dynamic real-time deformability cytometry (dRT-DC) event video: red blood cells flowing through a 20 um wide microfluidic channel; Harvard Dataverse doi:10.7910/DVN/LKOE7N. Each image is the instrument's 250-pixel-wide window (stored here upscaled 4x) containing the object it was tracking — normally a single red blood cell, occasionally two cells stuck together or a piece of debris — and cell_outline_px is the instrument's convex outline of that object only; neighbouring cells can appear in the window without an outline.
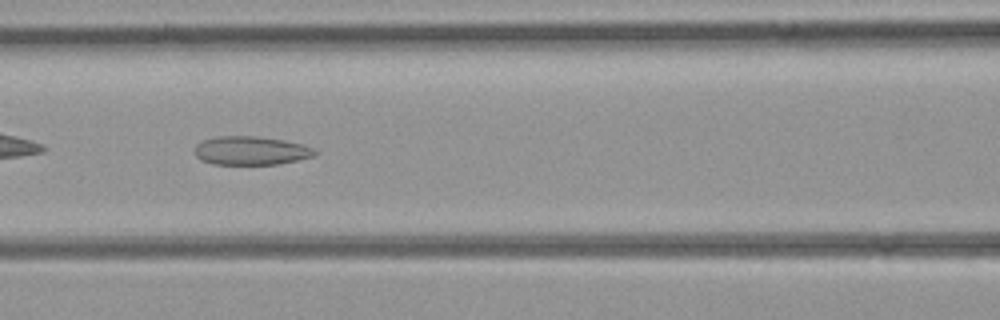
{"species": "common noctule bat (a hibernating species)", "species_latin": "Nyctalus noctula", "temperature_condition": "room temperature", "stored_images_in_passage": 31, "camera_frame_rate_fps": 3000, "um_per_image_px": 0.085, "animal": {"sex": "female", "body_mass_g": 21.9}, "frame": {"image": 1, "passage_image": 7, "time_ms": 2.0, "image_size_px": [1000, 320], "cell_outline_px": [[320, 152], [316, 156], [276, 164], [212, 164], [200, 160], [196, 156], [196, 144], [204, 140], [216, 136], [256, 136], [284, 140], [300, 144], [312, 148]], "centroid_in_image_um": [21.33, 12.8], "position_along_channel_um": 145.3, "area_um2": 20.0}}
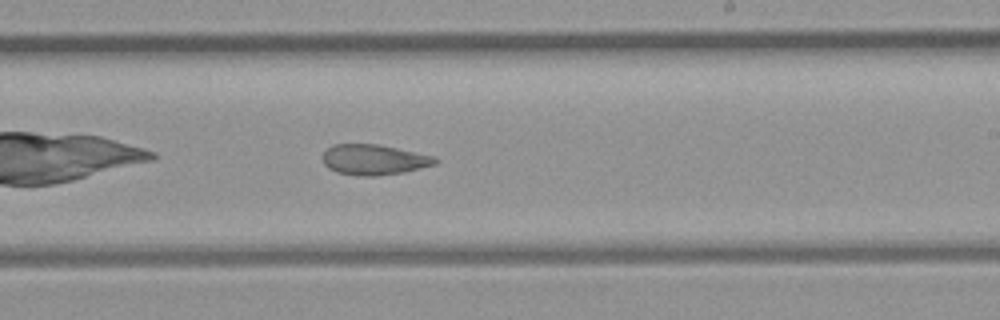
{"frame": {"image": 2, "passage_image": 14, "time_ms": 4.333, "image_size_px": [1000, 320], "cell_outline_px": [[440, 160], [436, 164], [404, 172], [376, 176], [364, 176], [336, 172], [328, 168], [324, 164], [324, 152], [332, 144], [380, 144], [436, 156]], "centroid_in_image_um": [31.83, 13.56], "position_along_channel_um": 257.2, "area_um2": 20.06}}
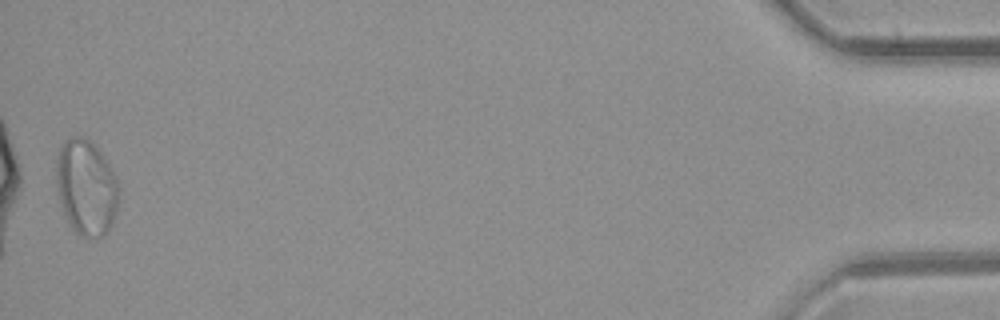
{"frame": {"image": 3, "passage_image": 31, "time_ms": 10.0, "image_size_px": [1000, 320], "cell_outline_px": [[120, 192], [116, 208], [108, 232], [100, 236], [80, 236], [72, 228], [64, 212], [56, 180], [56, 160], [60, 148], [72, 136], [84, 136], [100, 152], [116, 176]], "centroid_in_image_um": [7.34, 15.92], "position_along_channel_um": 427.9, "area_um2": 34.1}}